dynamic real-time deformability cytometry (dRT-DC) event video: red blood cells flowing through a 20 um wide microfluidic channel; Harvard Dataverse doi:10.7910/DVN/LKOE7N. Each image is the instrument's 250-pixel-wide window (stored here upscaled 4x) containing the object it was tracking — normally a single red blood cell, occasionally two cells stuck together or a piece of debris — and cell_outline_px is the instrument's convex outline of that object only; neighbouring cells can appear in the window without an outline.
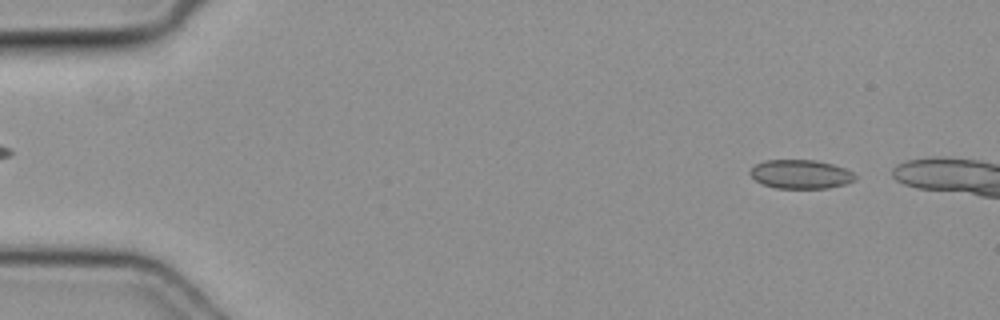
{"species": "common noctule bat (a hibernating species)", "species_latin": "Nyctalus noctula", "temperature_condition": "cold", "stored_images_in_passage": 8, "camera_frame_rate_fps": 3000, "um_per_image_px": 0.085, "animal": {"sex": "female", "body_mass_g": 19.3, "forearm_length_mm": 54.1}, "frame": {"image": 1, "passage_image": 3, "time_ms": 0.667, "image_size_px": [1000, 320], "cell_outline_px": [[856, 180], [844, 184], [828, 188], [776, 188], [764, 184], [756, 180], [748, 172], [756, 164], [764, 160], [816, 160], [832, 164], [844, 168], [852, 172], [856, 176]], "centroid_in_image_um": [68.06, 14.8], "position_along_channel_um": 16.9, "area_um2": 17.57}}